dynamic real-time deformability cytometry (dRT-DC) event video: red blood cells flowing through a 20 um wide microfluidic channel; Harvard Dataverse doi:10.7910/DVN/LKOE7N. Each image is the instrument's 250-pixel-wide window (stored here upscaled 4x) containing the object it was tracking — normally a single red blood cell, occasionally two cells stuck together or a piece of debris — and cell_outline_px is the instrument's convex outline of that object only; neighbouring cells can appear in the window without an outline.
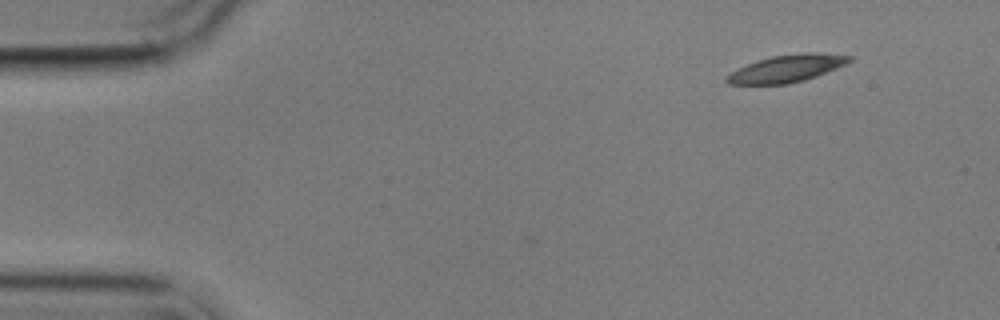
{"species": "common noctule bat (a hibernating species)", "species_latin": "Nyctalus noctula", "temperature_condition": "cold", "stored_images_in_passage": 2, "camera_frame_rate_fps": 3000, "um_per_image_px": 0.085, "animal": {"sex": "male", "body_mass_g": 17.9}, "frame": {"image": 1, "passage_image": 2, "time_ms": 1.333, "image_size_px": [1000, 320], "cell_outline_px": [[856, 56], [852, 60], [836, 68], [816, 76], [804, 80], [788, 84], [728, 84], [724, 80], [724, 76], [748, 64], [772, 56], [816, 52]], "centroid_in_image_um": [66.89, 5.83], "position_along_channel_um": 18.1, "area_um2": 19.19}}